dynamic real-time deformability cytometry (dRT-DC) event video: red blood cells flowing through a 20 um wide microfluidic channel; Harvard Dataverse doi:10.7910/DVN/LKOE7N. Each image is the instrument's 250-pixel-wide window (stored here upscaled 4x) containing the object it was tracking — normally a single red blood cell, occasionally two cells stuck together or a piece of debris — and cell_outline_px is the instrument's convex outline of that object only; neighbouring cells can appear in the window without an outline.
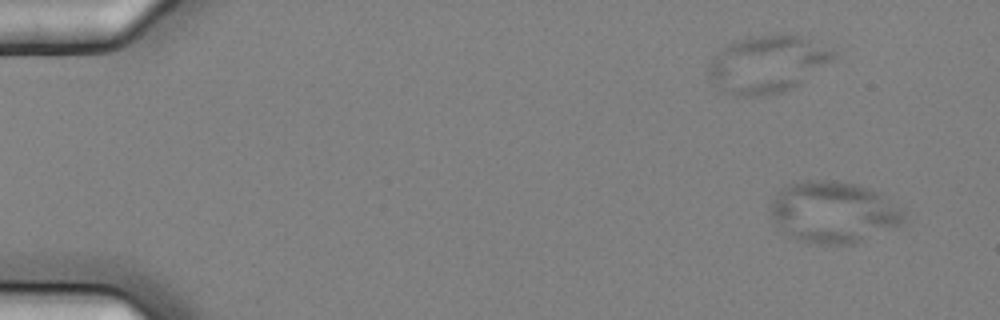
{"species": "common noctule bat (a hibernating species)", "species_latin": "Nyctalus noctula", "temperature_condition": "cold", "stored_images_in_passage": 8, "segment_of_instrument_passage": [1, 2], "camera_frame_rate_fps": 3000, "um_per_image_px": 0.085, "animal": {"sex": "female", "body_mass_g": 25.1}, "frame": {"image": 1, "passage_image": 3, "time_ms": 0.667, "image_size_px": [1000, 320], "cell_outline_px": [[904, 220], [900, 224], [856, 244], [812, 244], [800, 240], [792, 236], [776, 220], [772, 212], [772, 200], [788, 184], [808, 180], [828, 180], [856, 184], [868, 188], [876, 192], [904, 208]], "centroid_in_image_um": [70.91, 18.03], "position_along_channel_um": 14.1, "area_um2": 46.82}}